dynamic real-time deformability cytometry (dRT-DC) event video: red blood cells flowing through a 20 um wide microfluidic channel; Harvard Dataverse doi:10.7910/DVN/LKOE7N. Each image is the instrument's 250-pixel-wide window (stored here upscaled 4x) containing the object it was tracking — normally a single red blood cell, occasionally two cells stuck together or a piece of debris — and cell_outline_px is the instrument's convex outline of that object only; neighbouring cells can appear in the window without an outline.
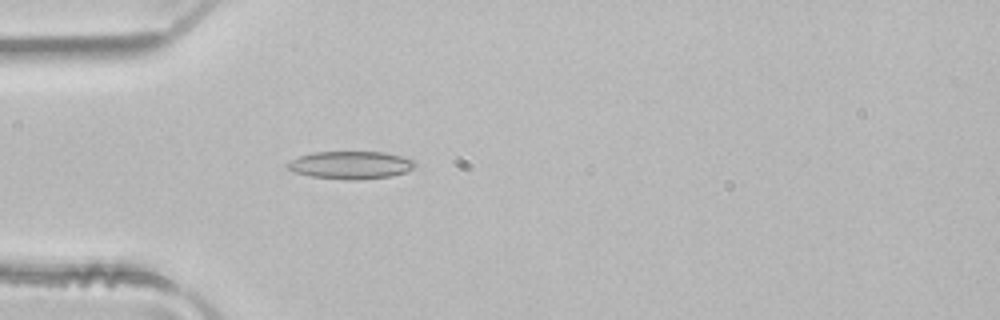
{"species": "common noctule bat (a hibernating species)", "species_latin": "Nyctalus noctula", "temperature_condition": "room temperature", "stored_images_in_passage": 4, "camera_frame_rate_fps": 3000, "um_per_image_px": 0.085, "animal": {"sex": "male", "body_mass_g": 21.5, "forearm_length_mm": 52.0}, "frame": {"image": 1, "passage_image": 4, "time_ms": 1.0, "image_size_px": [1000, 320], "cell_outline_px": [[416, 164], [408, 172], [388, 176], [360, 180], [352, 180], [312, 176], [292, 172], [284, 164], [300, 156], [316, 152], [384, 152], [400, 156], [412, 160]], "centroid_in_image_um": [29.79, 14.03], "position_along_channel_um": 55.2, "area_um2": 20.4}}